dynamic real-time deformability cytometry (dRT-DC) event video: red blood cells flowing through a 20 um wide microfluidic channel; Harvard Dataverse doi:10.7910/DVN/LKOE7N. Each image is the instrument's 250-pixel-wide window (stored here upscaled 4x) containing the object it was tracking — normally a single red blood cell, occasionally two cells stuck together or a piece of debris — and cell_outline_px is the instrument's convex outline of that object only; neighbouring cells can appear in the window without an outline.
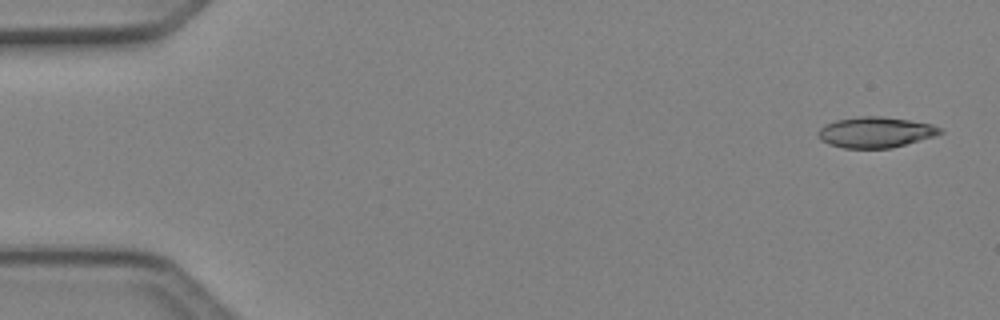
{"species": "Egyptian fruit bat (a non-hibernating species)", "species_latin": "Rousettus aegyptiacus", "temperature_condition": "cold", "stored_images_in_passage": 7, "camera_frame_rate_fps": 3000, "um_per_image_px": 0.085, "animal": {"sex": "female"}, "frame": {"image": 1, "passage_image": 1, "time_ms": 0.0, "image_size_px": [1000, 320], "cell_outline_px": [[944, 132], [936, 136], [892, 148], [844, 148], [828, 144], [820, 140], [816, 136], [816, 132], [824, 124], [836, 120], [860, 116], [880, 116], [908, 120], [932, 124], [940, 128]], "centroid_in_image_um": [74.39, 11.25], "position_along_channel_um": 10.6, "area_um2": 22.02}}
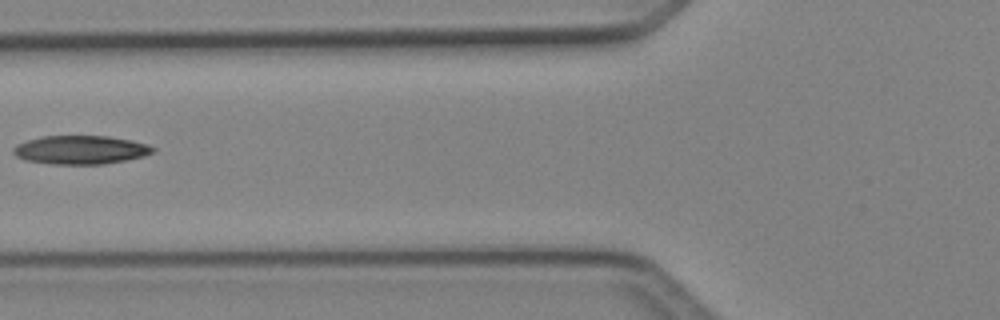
{"frame": {"image": 2, "passage_image": 6, "time_ms": 1.667, "image_size_px": [1000, 320], "cell_outline_px": [[156, 152], [144, 156], [104, 164], [52, 164], [28, 160], [16, 156], [12, 152], [12, 148], [16, 144], [28, 140], [44, 136], [108, 136], [132, 140], [148, 144], [156, 148]], "centroid_in_image_um": [6.88, 12.73], "position_along_channel_um": 118.9, "area_um2": 23.29}}
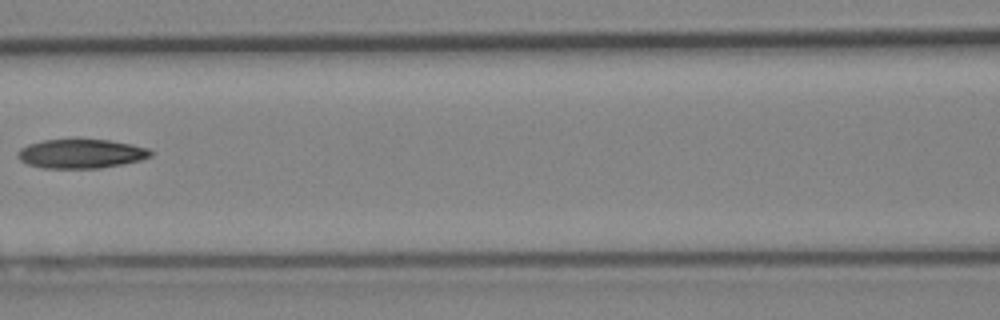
{"frame": {"image": 3, "passage_image": 7, "time_ms": 2.0, "image_size_px": [1000, 320], "cell_outline_px": [[152, 156], [140, 160], [100, 168], [44, 168], [28, 164], [20, 160], [16, 156], [16, 152], [20, 148], [28, 144], [44, 140], [76, 136], [108, 140], [132, 144], [148, 148], [152, 152]], "centroid_in_image_um": [6.85, 13.02], "position_along_channel_um": 159.8, "area_um2": 23.35}}